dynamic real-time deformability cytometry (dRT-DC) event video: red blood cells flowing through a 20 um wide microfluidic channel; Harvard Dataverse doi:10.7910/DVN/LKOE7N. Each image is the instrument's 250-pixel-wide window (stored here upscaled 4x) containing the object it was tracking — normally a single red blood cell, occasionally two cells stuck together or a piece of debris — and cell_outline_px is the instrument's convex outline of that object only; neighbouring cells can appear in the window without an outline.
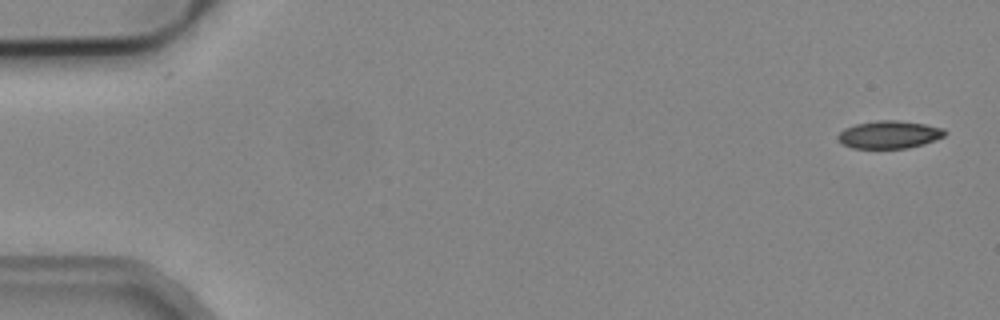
{"species": "common noctule bat (a hibernating species)", "species_latin": "Nyctalus noctula", "temperature_condition": "cold", "stored_images_in_passage": 6, "camera_frame_rate_fps": 3000, "um_per_image_px": 0.085, "animal": {"sex": "male", "body_mass_g": 19.2, "forearm_length_mm": 51.8}, "frame": {"image": 1, "passage_image": 1, "time_ms": 0.0, "image_size_px": [1000, 320], "cell_outline_px": [[948, 132], [944, 136], [924, 144], [908, 148], [852, 148], [840, 144], [836, 140], [836, 136], [844, 128], [856, 124], [876, 120], [896, 120], [924, 124], [944, 128]], "centroid_in_image_um": [75.55, 11.44], "position_along_channel_um": 9.5, "area_um2": 17.46}}
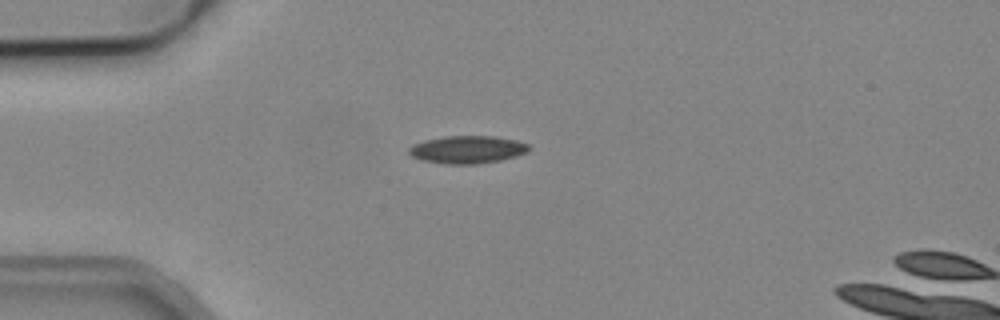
{"frame": {"image": 2, "passage_image": 3, "time_ms": 0.667, "image_size_px": [1000, 320], "cell_outline_px": [[532, 148], [528, 152], [516, 156], [500, 160], [476, 164], [448, 164], [420, 160], [412, 156], [408, 152], [408, 148], [412, 144], [424, 140], [444, 136], [496, 136], [516, 140], [528, 144]], "centroid_in_image_um": [39.73, 12.71], "position_along_channel_um": 45.3, "area_um2": 19.54}}